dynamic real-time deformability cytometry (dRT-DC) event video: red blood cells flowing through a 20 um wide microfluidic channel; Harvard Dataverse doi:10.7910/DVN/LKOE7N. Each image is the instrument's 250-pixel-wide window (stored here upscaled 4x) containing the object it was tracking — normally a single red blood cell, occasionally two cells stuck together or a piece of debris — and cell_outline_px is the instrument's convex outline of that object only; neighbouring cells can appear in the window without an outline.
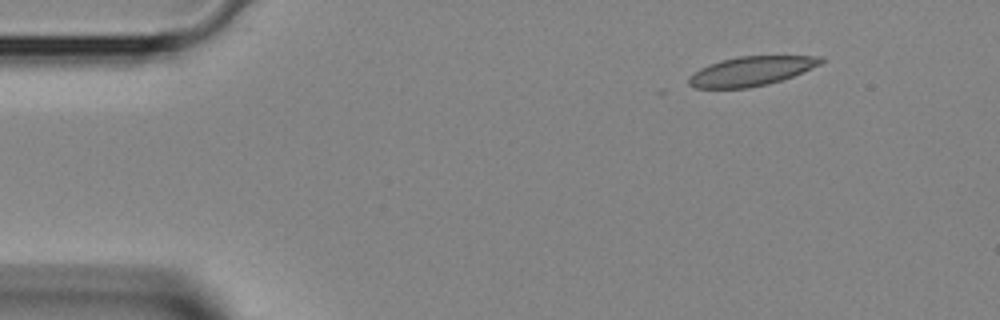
{"species": "Egyptian fruit bat (a non-hibernating species)", "species_latin": "Rousettus aegyptiacus", "temperature_condition": "room temperature", "stored_images_in_passage": 2, "camera_frame_rate_fps": 3000, "um_per_image_px": 0.085, "animal": {"sex": "female"}, "frame": {"image": 1, "passage_image": 1, "time_ms": 0.0, "image_size_px": [1000, 320], "cell_outline_px": [[824, 60], [820, 64], [792, 76], [768, 84], [748, 88], [696, 88], [688, 84], [688, 76], [700, 68], [708, 64], [720, 60], [740, 56], [824, 56]], "centroid_in_image_um": [63.81, 6.04], "position_along_channel_um": 21.2, "area_um2": 22.48}}